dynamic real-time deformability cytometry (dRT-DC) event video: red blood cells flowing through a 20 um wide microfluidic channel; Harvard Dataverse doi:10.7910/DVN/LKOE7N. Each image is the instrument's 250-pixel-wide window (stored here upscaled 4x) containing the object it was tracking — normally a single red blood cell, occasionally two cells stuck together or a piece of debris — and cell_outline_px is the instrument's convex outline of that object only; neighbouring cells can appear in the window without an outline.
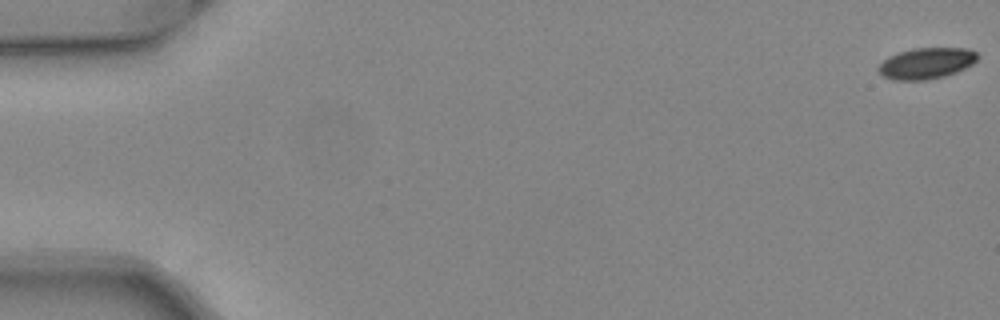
{"species": "common noctule bat (a hibernating species)", "species_latin": "Nyctalus noctula", "temperature_condition": "warm", "stored_images_in_passage": 52, "camera_frame_rate_fps": 3000, "um_per_image_px": 0.085, "animal": {"sex": "female", "body_mass_g": 24.6, "forearm_length_mm": 56.2}, "frame": {"image": 1, "passage_image": 1, "time_ms": 0.0, "image_size_px": [1000, 320], "cell_outline_px": [[980, 56], [972, 64], [956, 72], [944, 76], [924, 80], [892, 80], [884, 76], [876, 68], [888, 56], [912, 48], [968, 48], [976, 52]], "centroid_in_image_um": [78.74, 5.37], "position_along_channel_um": 6.3, "area_um2": 17.92}}
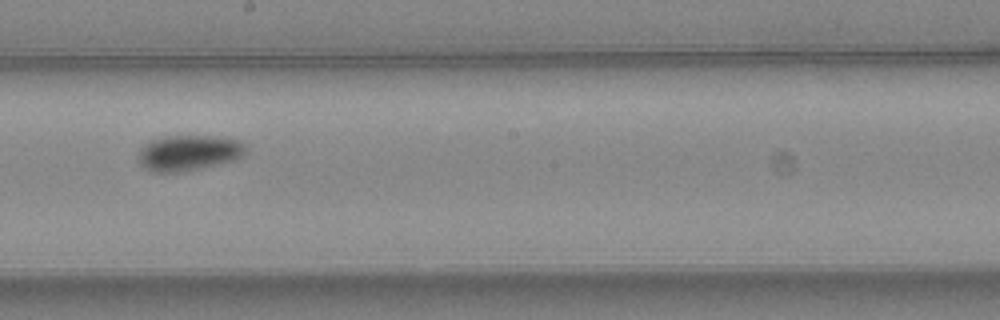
{"frame": {"image": 2, "passage_image": 30, "time_ms": 9.667, "image_size_px": [1000, 320], "cell_outline_px": [[244, 156], [232, 160], [216, 164], [180, 172], [152, 172], [144, 168], [140, 164], [136, 156], [140, 148], [144, 144], [152, 140], [164, 136], [216, 136], [240, 140], [244, 144]], "centroid_in_image_um": [15.97, 12.98], "position_along_channel_um": 232.2, "area_um2": 22.25}}
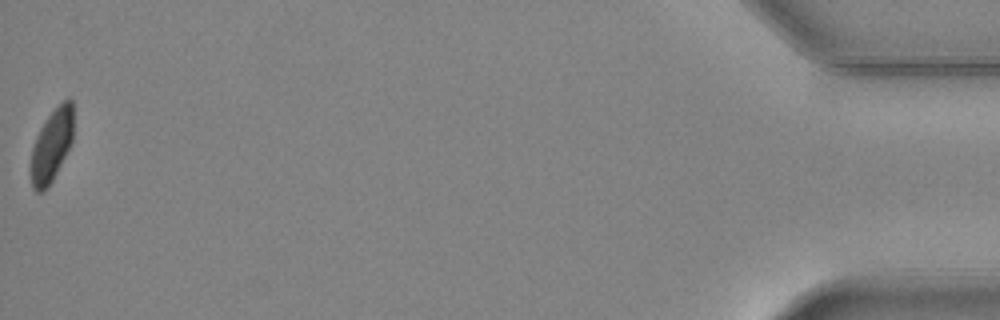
{"frame": {"image": 3, "passage_image": 52, "time_ms": 17.0, "image_size_px": [1000, 320], "cell_outline_px": [[72, 140], [52, 180], [44, 192], [36, 192], [32, 188], [32, 148], [36, 136], [40, 128], [48, 116], [68, 96], [72, 100]], "centroid_in_image_um": [4.38, 12.35], "position_along_channel_um": 430.8, "area_um2": 17.34}, "authors_computed_cell_mechanics": {"area_um2": 19.8254, "velocity_mm_per_s": 4.0639, "shape_relaxation_time_tau1_ms": 3.8049, "shape_relaxation_time_tau2_ms": null, "deformation_change_tau1": 0.1173, "deformation_change_tau2": null}}